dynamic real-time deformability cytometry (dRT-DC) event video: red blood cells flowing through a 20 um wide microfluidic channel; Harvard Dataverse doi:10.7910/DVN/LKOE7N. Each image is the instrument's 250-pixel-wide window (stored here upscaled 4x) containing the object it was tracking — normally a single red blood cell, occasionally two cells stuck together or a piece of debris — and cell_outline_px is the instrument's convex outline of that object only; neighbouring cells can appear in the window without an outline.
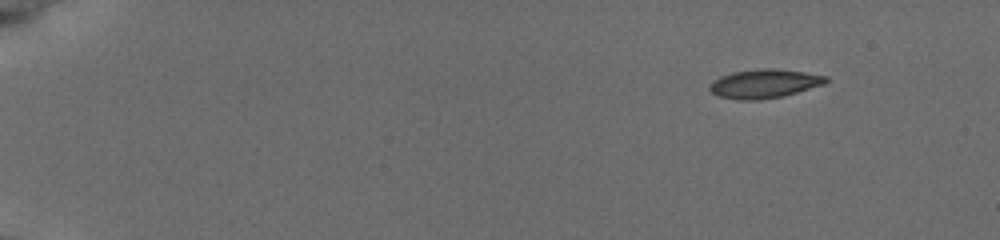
{"species": "common noctule bat (a hibernating species)", "species_latin": "Nyctalus noctula", "temperature_condition": "cold", "stored_images_in_passage": 61, "camera_frame_rate_fps": 3000, "um_per_image_px": 0.085, "animal": {"sex": "female", "body_mass_g": 19.5, "forearm_length_mm": 54.1}, "frame": {"image": 1, "passage_image": 1, "time_ms": 0.0, "image_size_px": [1000, 240], "cell_outline_px": [[828, 80], [824, 84], [784, 96], [760, 100], [740, 100], [720, 96], [712, 92], [708, 88], [708, 84], [712, 80], [720, 76], [732, 72], [760, 68], [772, 68], [804, 72], [828, 76]], "centroid_in_image_um": [64.94, 7.11], "position_along_channel_um": 20.1, "area_um2": 19.65}}
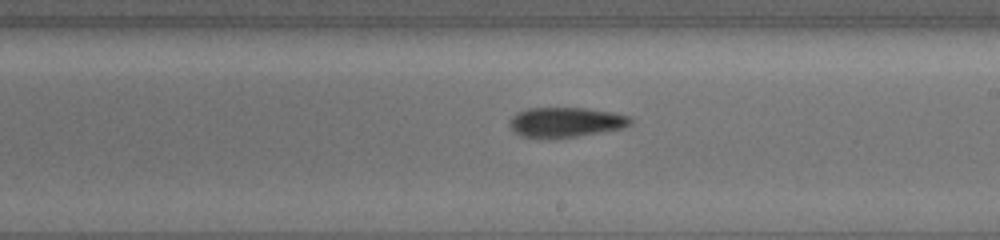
{"frame": {"image": 2, "passage_image": 34, "time_ms": 9.333, "image_size_px": [1000, 240], "cell_outline_px": [[632, 120], [628, 124], [620, 128], [600, 132], [576, 136], [548, 140], [520, 136], [512, 128], [512, 116], [516, 112], [528, 108], [584, 108], [612, 112], [628, 116]], "centroid_in_image_um": [48.03, 10.4], "position_along_channel_um": 241.0, "area_um2": 20.92}}
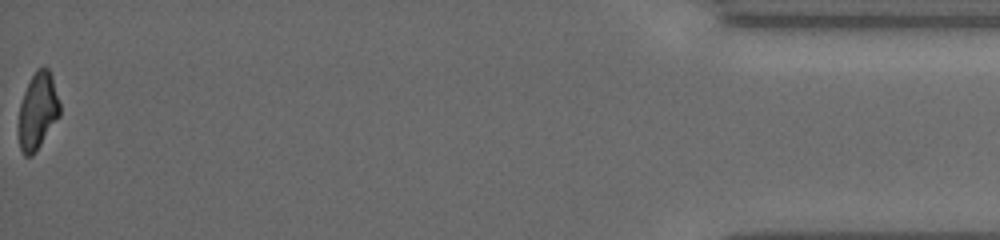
{"frame": {"image": 3, "passage_image": 61, "time_ms": 16.333, "image_size_px": [1000, 240], "cell_outline_px": [[60, 116], [36, 152], [32, 156], [24, 156], [20, 148], [20, 104], [24, 92], [36, 68], [48, 68], [52, 76], [60, 104]], "centroid_in_image_um": [3.24, 9.44], "position_along_channel_um": 432.0, "area_um2": 18.15}}